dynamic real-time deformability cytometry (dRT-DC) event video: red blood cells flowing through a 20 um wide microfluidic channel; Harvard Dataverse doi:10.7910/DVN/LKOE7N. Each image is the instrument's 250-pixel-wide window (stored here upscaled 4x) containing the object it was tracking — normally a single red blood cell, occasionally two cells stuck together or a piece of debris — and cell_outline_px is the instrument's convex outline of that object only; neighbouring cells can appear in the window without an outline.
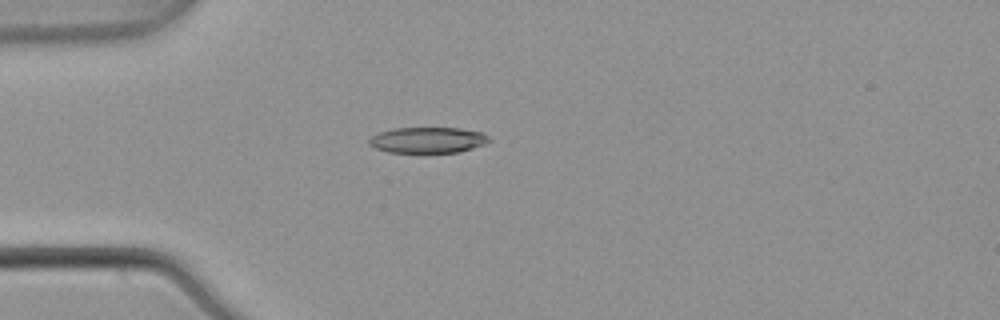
{"species": "common noctule bat (a hibernating species)", "species_latin": "Nyctalus noctula", "temperature_condition": "warm", "stored_images_in_passage": 3, "camera_frame_rate_fps": 3000, "um_per_image_px": 0.085, "animal": {"sex": "male", "body_mass_g": 21.5, "forearm_length_mm": 52.0}, "frame": {"image": 1, "passage_image": 2, "time_ms": 0.333, "image_size_px": [1000, 320], "cell_outline_px": [[492, 140], [484, 144], [460, 152], [388, 152], [376, 148], [368, 144], [368, 140], [372, 136], [380, 132], [392, 128], [460, 128], [484, 132]], "centroid_in_image_um": [36.38, 11.89], "position_along_channel_um": 48.6, "area_um2": 18.09}}